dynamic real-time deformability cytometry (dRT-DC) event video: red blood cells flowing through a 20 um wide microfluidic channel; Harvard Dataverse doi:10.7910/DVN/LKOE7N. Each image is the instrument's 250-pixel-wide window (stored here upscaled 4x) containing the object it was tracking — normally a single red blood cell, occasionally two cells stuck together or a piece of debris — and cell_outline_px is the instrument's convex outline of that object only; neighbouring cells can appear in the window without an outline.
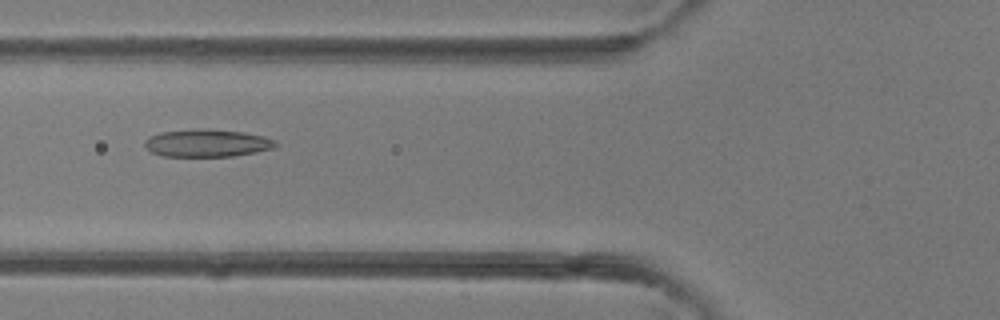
{"species": "common noctule bat (a hibernating species)", "species_latin": "Nyctalus noctula", "temperature_condition": "room temperature", "stored_images_in_passage": 6, "camera_frame_rate_fps": 3000, "um_per_image_px": 0.085, "animal": {"sex": "female"}, "frame": {"image": 1, "passage_image": 6, "time_ms": 5.667, "image_size_px": [1000, 320], "cell_outline_px": [[280, 144], [272, 148], [256, 152], [232, 156], [160, 156], [152, 152], [144, 144], [144, 140], [148, 136], [160, 132], [204, 128], [244, 132], [264, 136], [276, 140]], "centroid_in_image_um": [17.61, 12.15], "position_along_channel_um": 108.2, "area_um2": 21.15}}